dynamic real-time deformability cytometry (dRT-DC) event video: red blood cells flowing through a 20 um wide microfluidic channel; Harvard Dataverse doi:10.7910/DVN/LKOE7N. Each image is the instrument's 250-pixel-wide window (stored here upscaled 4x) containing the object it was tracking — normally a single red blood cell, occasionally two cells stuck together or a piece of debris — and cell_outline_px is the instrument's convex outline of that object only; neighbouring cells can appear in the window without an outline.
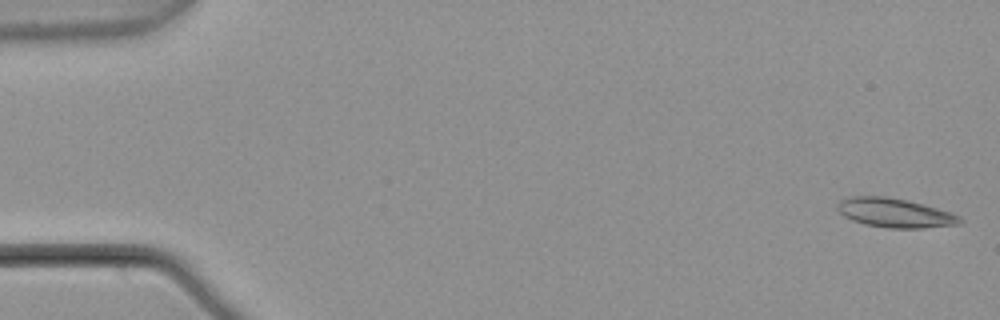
{"species": "common noctule bat (a hibernating species)", "species_latin": "Nyctalus noctula", "temperature_condition": "warm", "stored_images_in_passage": 5, "camera_frame_rate_fps": 3000, "um_per_image_px": 0.085, "animal": {"sex": "male", "body_mass_g": 21.5, "forearm_length_mm": 52.0}, "frame": {"image": 1, "passage_image": 1, "time_ms": 0.0, "image_size_px": [1000, 320], "cell_outline_px": [[964, 220], [960, 224], [924, 228], [888, 228], [864, 224], [852, 220], [844, 216], [836, 208], [836, 204], [840, 200], [848, 196], [888, 196], [908, 200], [924, 204], [952, 212], [960, 216]], "centroid_in_image_um": [76.07, 18.08], "position_along_channel_um": 8.9, "area_um2": 21.15}}
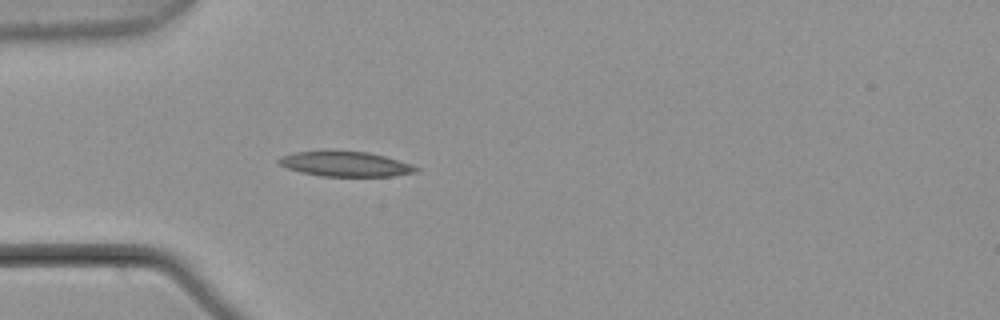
{"frame": {"image": 2, "passage_image": 5, "time_ms": 1.333, "image_size_px": [1000, 320], "cell_outline_px": [[420, 168], [416, 172], [392, 176], [320, 176], [300, 172], [288, 168], [280, 164], [276, 160], [280, 156], [296, 152], [332, 148], [368, 152], [384, 156], [412, 164]], "centroid_in_image_um": [29.32, 13.9], "position_along_channel_um": 55.7, "area_um2": 20.63}}